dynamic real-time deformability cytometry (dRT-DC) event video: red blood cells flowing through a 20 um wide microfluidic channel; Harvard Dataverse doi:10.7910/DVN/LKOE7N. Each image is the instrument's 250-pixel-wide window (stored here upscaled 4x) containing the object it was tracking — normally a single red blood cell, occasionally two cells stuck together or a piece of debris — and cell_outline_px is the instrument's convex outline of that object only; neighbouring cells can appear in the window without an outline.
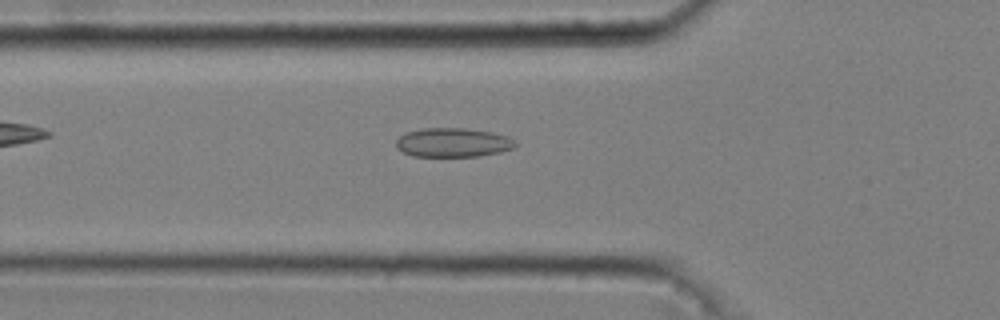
{"species": "common noctule bat (a hibernating species)", "species_latin": "Nyctalus noctula", "temperature_condition": "cold", "stored_images_in_passage": 34, "camera_frame_rate_fps": 3000, "um_per_image_px": 0.085, "animal": {"sex": "male", "body_mass_g": 20.4}, "frame": {"image": 1, "passage_image": 3, "time_ms": 0.667, "image_size_px": [1000, 320], "cell_outline_px": [[516, 144], [512, 148], [500, 152], [480, 156], [412, 156], [396, 148], [396, 140], [404, 132], [420, 128], [464, 128], [492, 132], [508, 136], [516, 140]], "centroid_in_image_um": [38.48, 12.1], "position_along_channel_um": 87.3, "area_um2": 20.35}}
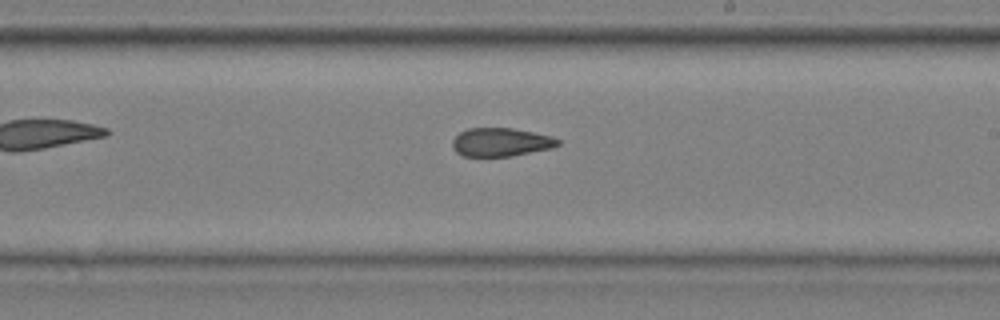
{"frame": {"image": 2, "passage_image": 16, "time_ms": 5.0, "image_size_px": [1000, 320], "cell_outline_px": [[560, 144], [552, 148], [512, 156], [464, 156], [456, 152], [452, 148], [452, 140], [460, 132], [468, 128], [512, 128], [552, 136], [560, 140]], "centroid_in_image_um": [42.57, 12.08], "position_along_channel_um": 246.4, "area_um2": 17.51}}
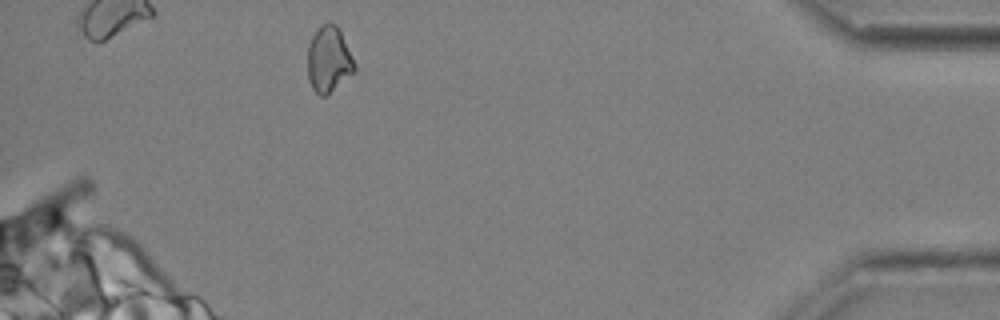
{"frame": {"image": 3, "passage_image": 33, "time_ms": 10.667, "image_size_px": [1000, 320], "cell_outline_px": [[356, 72], [328, 96], [320, 96], [312, 88], [308, 80], [308, 44], [316, 28], [320, 24], [328, 20], [336, 24], [340, 28], [356, 64]], "centroid_in_image_um": [27.97, 5.04], "position_along_channel_um": 407.2, "area_um2": 18.84}, "authors_computed_cell_mechanics": {"area_um2": 18.207, "velocity_mm_per_s": 3.6664, "shape_relaxation_time_tau1_ms": null, "shape_relaxation_time_tau2_ms": 2.3196, "deformation_change_tau1": null, "deformation_change_tau2": 0.0795}}